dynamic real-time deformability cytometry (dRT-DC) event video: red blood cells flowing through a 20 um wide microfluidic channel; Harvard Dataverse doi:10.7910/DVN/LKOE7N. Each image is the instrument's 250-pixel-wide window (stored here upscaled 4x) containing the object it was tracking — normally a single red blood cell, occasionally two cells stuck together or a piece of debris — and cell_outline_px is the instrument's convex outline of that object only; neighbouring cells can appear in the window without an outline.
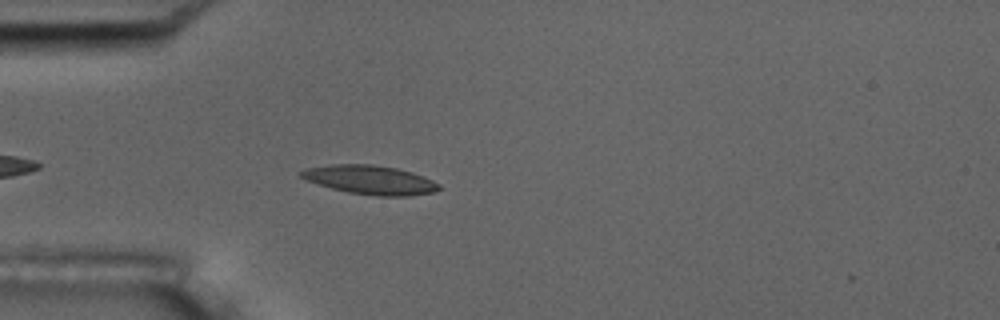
{"species": "common noctule bat (a hibernating species)", "species_latin": "Nyctalus noctula", "temperature_condition": "room temperature", "stored_images_in_passage": 5, "camera_frame_rate_fps": 3000, "um_per_image_px": 0.085, "animal": {"sex": "male", "body_mass_g": 17.5, "forearm_length_mm": 52.3}, "frame": {"image": 1, "passage_image": 5, "time_ms": 5.667, "image_size_px": [1000, 320], "cell_outline_px": [[440, 188], [432, 192], [408, 196], [376, 196], [348, 192], [332, 188], [308, 180], [300, 176], [300, 172], [308, 168], [332, 164], [372, 164], [396, 168], [412, 172], [424, 176], [440, 184]], "centroid_in_image_um": [31.5, 15.28], "position_along_channel_um": 53.5, "area_um2": 23.0}}